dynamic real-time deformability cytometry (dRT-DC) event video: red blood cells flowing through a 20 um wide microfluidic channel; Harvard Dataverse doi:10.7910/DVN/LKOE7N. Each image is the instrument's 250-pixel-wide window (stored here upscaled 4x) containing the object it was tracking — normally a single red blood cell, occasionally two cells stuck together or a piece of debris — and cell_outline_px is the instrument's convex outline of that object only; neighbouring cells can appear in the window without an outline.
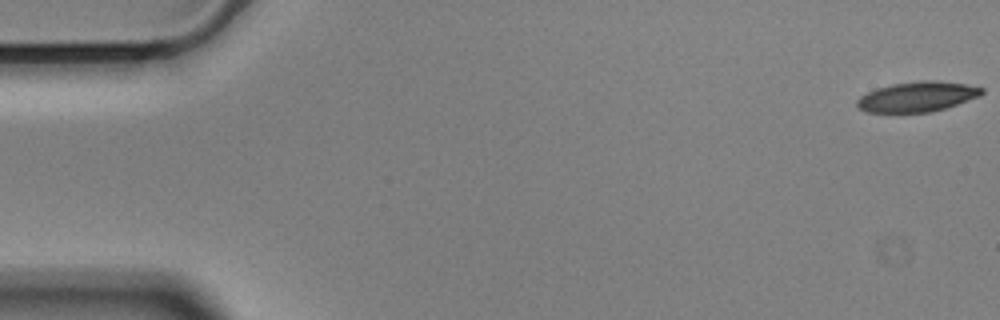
{"species": "Egyptian fruit bat (a non-hibernating species)", "species_latin": "Rousettus aegyptiacus", "temperature_condition": "cold", "stored_images_in_passage": 11, "camera_frame_rate_fps": 3000, "um_per_image_px": 0.085, "animal": {"sex": "male"}, "frame": {"image": 1, "passage_image": 1, "time_ms": 0.0, "image_size_px": [1000, 320], "cell_outline_px": [[984, 92], [980, 96], [944, 108], [928, 112], [864, 112], [856, 104], [856, 100], [860, 96], [876, 88], [892, 84], [920, 80], [940, 80], [964, 84], [984, 88]], "centroid_in_image_um": [77.96, 8.2], "position_along_channel_um": 7.0, "area_um2": 21.79}}